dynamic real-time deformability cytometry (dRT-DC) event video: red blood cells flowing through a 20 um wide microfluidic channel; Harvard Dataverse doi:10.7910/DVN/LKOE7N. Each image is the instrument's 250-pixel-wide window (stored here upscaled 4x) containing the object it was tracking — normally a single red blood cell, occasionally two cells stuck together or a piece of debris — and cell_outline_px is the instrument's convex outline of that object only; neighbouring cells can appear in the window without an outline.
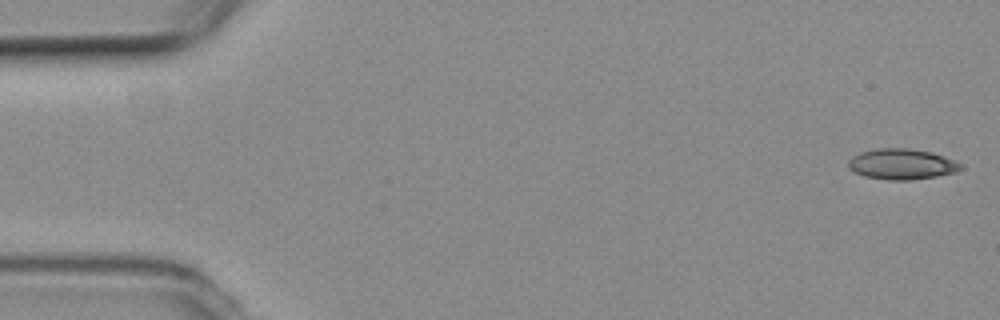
{"species": "common noctule bat (a hibernating species)", "species_latin": "Nyctalus noctula", "temperature_condition": "room temperature", "stored_images_in_passage": 4, "camera_frame_rate_fps": 3000, "um_per_image_px": 0.085, "animal": {"sex": "female", "body_mass_g": 19.3, "forearm_length_mm": 54.1}, "frame": {"image": 1, "passage_image": 1, "time_ms": 0.0, "image_size_px": [1000, 320], "cell_outline_px": [[964, 168], [956, 172], [936, 176], [912, 180], [888, 180], [864, 176], [848, 168], [848, 160], [852, 156], [860, 152], [876, 148], [908, 148], [928, 152], [944, 156], [964, 164]], "centroid_in_image_um": [76.66, 13.95], "position_along_channel_um": 8.3, "area_um2": 20.17}}
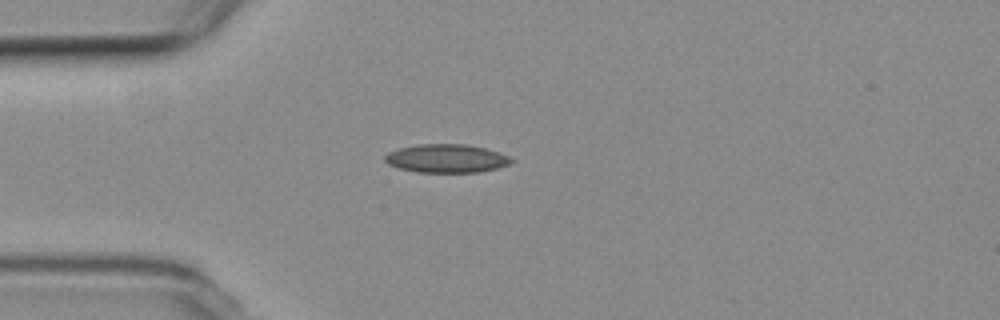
{"frame": {"image": 2, "passage_image": 4, "time_ms": 4.333, "image_size_px": [1000, 320], "cell_outline_px": [[516, 160], [508, 164], [496, 168], [476, 172], [416, 172], [400, 168], [388, 164], [384, 160], [384, 156], [388, 152], [400, 148], [420, 144], [464, 144], [484, 148], [508, 156]], "centroid_in_image_um": [37.92, 13.47], "position_along_channel_um": 47.1, "area_um2": 20.69}}